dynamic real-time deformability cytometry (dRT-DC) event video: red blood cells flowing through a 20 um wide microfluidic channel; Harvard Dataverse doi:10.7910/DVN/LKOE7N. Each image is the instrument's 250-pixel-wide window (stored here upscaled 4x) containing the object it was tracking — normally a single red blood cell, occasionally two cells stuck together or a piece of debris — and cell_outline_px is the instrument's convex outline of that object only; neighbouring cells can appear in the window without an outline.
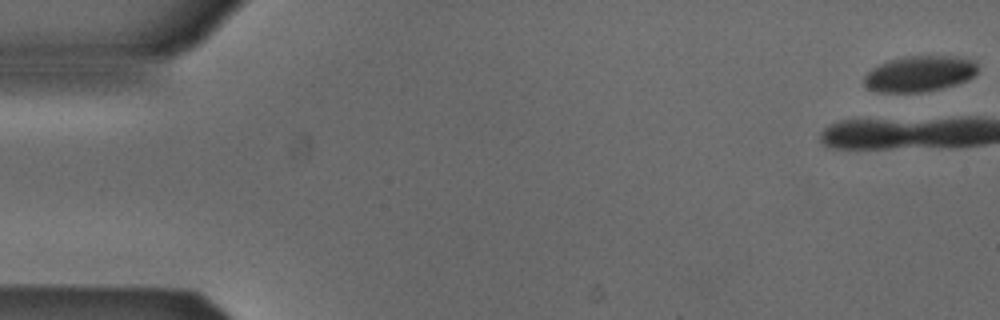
{"species": "Egyptian fruit bat (a non-hibernating species)", "species_latin": "Rousettus aegyptiacus", "temperature_condition": "cold", "stored_images_in_passage": 4, "camera_frame_rate_fps": 3000, "um_per_image_px": 0.085, "animal": {"sex": "male"}, "frame": {"image": 1, "passage_image": 1, "time_ms": 0.0, "image_size_px": [1000, 320], "cell_outline_px": [[976, 72], [972, 76], [956, 84], [940, 88], [920, 92], [880, 92], [868, 88], [864, 84], [864, 76], [872, 68], [888, 60], [904, 56], [956, 56], [976, 60]], "centroid_in_image_um": [78.13, 6.25], "position_along_channel_um": 6.9, "area_um2": 23.52}}